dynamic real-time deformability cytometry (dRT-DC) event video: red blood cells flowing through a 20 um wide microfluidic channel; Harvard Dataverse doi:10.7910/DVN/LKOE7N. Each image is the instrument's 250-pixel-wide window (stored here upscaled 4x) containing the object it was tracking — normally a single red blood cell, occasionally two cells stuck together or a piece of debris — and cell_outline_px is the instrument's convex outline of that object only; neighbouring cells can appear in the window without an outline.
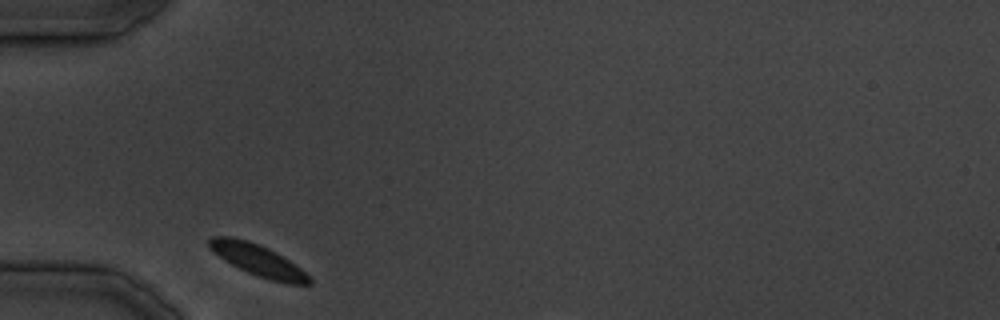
{"species": "common noctule bat (a hibernating species)", "species_latin": "Nyctalus noctula", "temperature_condition": "cold", "stored_images_in_passage": 23, "camera_frame_rate_fps": 3000, "um_per_image_px": 0.085, "animal": {"sex": "male", "body_mass_g": 19.5, "forearm_length_mm": 54.6}, "frame": {"image": 1, "passage_image": 1, "time_ms": 0.0, "image_size_px": [1000, 320], "cell_outline_px": [[312, 284], [288, 284], [256, 276], [224, 260], [208, 244], [208, 240], [212, 236], [232, 236], [248, 240], [288, 260], [300, 268], [312, 280]], "centroid_in_image_um": [21.92, 22.13], "position_along_channel_um": 63.1, "area_um2": 17.69}}
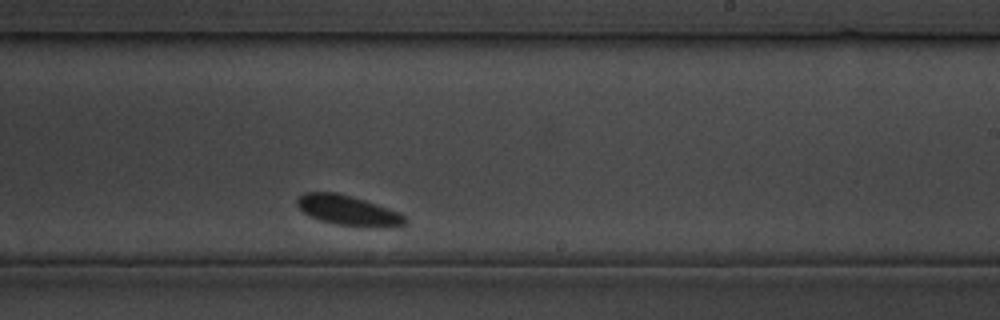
{"frame": {"image": 2, "passage_image": 14, "time_ms": 16.0, "image_size_px": [1000, 320], "cell_outline_px": [[404, 224], [396, 228], [376, 228], [336, 224], [320, 220], [304, 212], [296, 204], [296, 200], [304, 192], [336, 192], [352, 196], [400, 212], [404, 216]], "centroid_in_image_um": [29.62, 17.9], "position_along_channel_um": 259.4, "area_um2": 18.9}}